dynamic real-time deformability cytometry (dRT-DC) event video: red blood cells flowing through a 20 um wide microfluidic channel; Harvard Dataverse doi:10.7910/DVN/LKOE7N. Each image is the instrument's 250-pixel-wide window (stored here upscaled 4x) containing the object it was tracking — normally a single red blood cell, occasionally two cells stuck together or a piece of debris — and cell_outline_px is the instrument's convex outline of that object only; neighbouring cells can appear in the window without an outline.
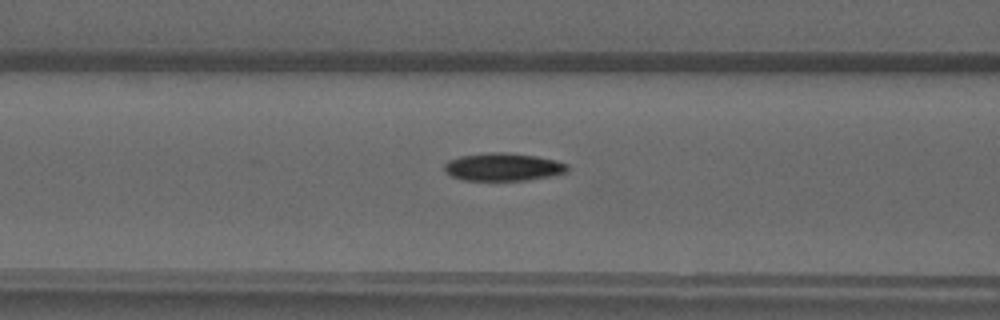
{"species": "common noctule bat (a hibernating species)", "species_latin": "Nyctalus noctula", "temperature_condition": "warm", "stored_images_in_passage": 40, "camera_frame_rate_fps": 3000, "um_per_image_px": 0.085, "animal": {"sex": "male", "forearm_length_mm": 52.5}, "frame": {"image": 1, "passage_image": 11, "time_ms": 3.333, "image_size_px": [1000, 320], "cell_outline_px": [[568, 172], [548, 176], [524, 180], [464, 180], [452, 176], [444, 172], [444, 164], [448, 160], [460, 156], [492, 152], [504, 152], [536, 156], [556, 160], [568, 164]], "centroid_in_image_um": [42.75, 14.18], "position_along_channel_um": 123.9, "area_um2": 19.88}}
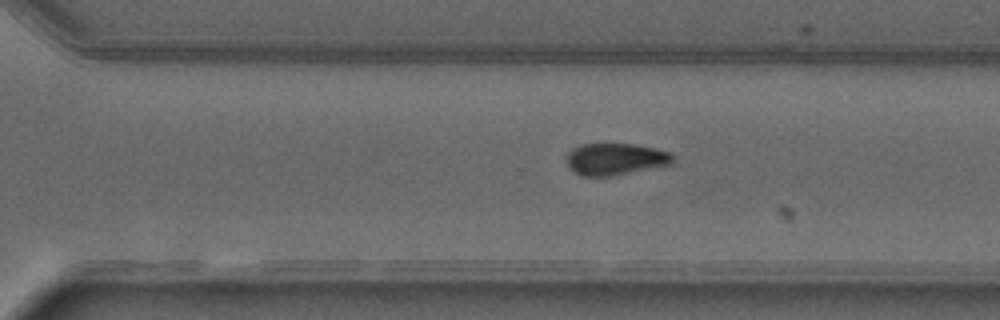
{"frame": {"image": 2, "passage_image": 25, "time_ms": 8.0, "image_size_px": [1000, 320], "cell_outline_px": [[672, 164], [616, 176], [584, 176], [568, 168], [568, 152], [572, 148], [580, 144], [632, 144], [656, 148], [672, 152]], "centroid_in_image_um": [52.33, 13.53], "position_along_channel_um": 318.3, "area_um2": 19.83}}
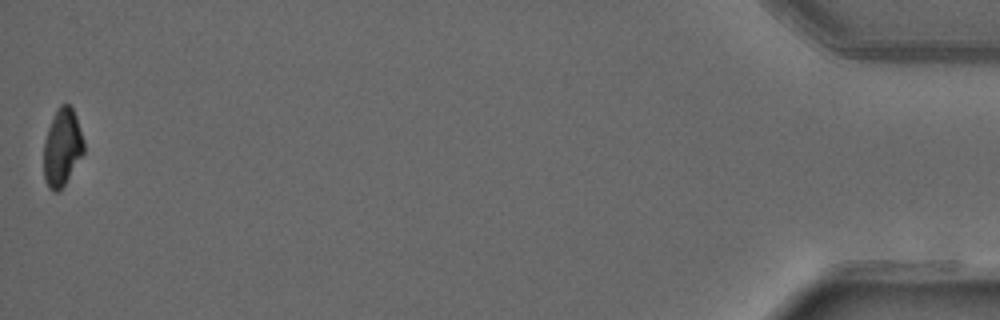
{"frame": {"image": 3, "passage_image": 40, "time_ms": 13.0, "image_size_px": [1000, 320], "cell_outline_px": [[84, 152], [64, 184], [56, 192], [48, 188], [44, 180], [44, 144], [48, 128], [60, 104], [68, 104], [72, 108], [76, 116], [84, 140]], "centroid_in_image_um": [5.28, 12.53], "position_along_channel_um": 429.9, "area_um2": 17.74}}